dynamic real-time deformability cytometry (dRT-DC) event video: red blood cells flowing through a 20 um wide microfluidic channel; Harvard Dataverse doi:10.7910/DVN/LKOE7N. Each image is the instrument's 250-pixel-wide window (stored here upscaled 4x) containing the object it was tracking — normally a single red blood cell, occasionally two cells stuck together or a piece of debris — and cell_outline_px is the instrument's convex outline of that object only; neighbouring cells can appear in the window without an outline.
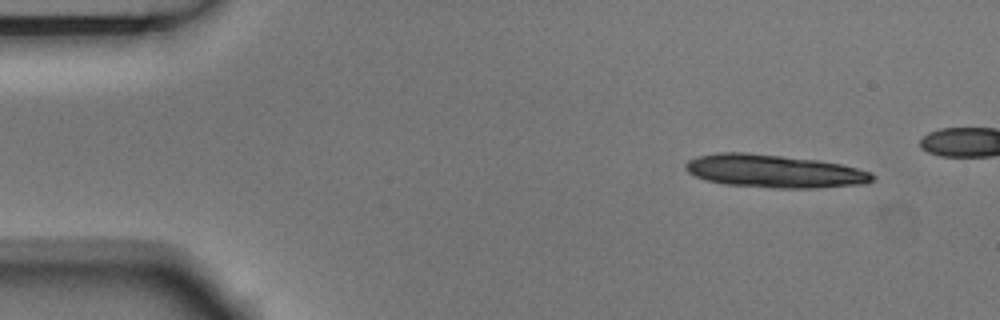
{"species": "Egyptian fruit bat (a non-hibernating species)", "species_latin": "Rousettus aegyptiacus", "temperature_condition": "room temperature", "stored_images_in_passage": 4, "camera_frame_rate_fps": 3000, "um_per_image_px": 0.085, "animal": {"sex": "male"}, "frame": {"image": 1, "passage_image": 1, "time_ms": 0.0, "image_size_px": [1000, 320], "cell_outline_px": [[876, 176], [872, 180], [864, 184], [816, 188], [772, 188], [724, 184], [704, 180], [688, 172], [684, 168], [684, 164], [688, 160], [696, 156], [716, 152], [748, 152], [816, 160], [840, 164], [872, 172]], "centroid_in_image_um": [65.76, 14.55], "position_along_channel_um": 19.2, "area_um2": 36.18}}